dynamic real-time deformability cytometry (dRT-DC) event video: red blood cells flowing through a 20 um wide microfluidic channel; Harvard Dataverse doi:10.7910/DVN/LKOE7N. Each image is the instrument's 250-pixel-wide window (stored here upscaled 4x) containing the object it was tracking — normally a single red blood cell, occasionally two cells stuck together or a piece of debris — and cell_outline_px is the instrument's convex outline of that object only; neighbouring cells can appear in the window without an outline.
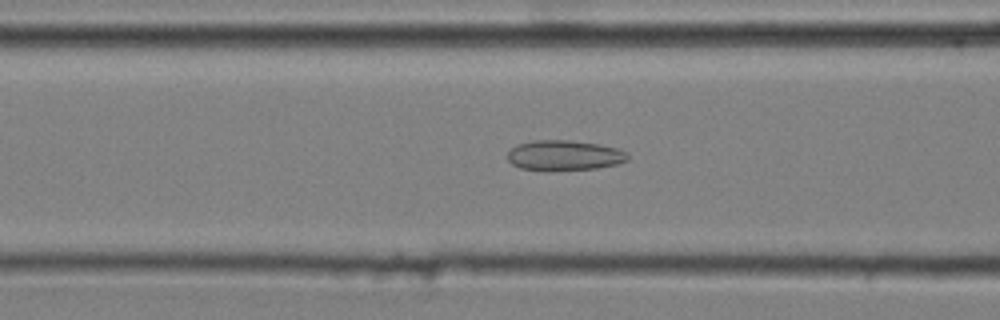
{"species": "common noctule bat (a hibernating species)", "species_latin": "Nyctalus noctula", "temperature_condition": "cold", "stored_images_in_passage": 43, "camera_frame_rate_fps": 3000, "um_per_image_px": 0.085, "animal": {"sex": "male", "body_mass_g": 20.4}, "frame": {"image": 1, "passage_image": 21, "time_ms": 6.667, "image_size_px": [1000, 320], "cell_outline_px": [[628, 160], [616, 164], [596, 168], [520, 168], [512, 164], [508, 160], [508, 152], [516, 144], [532, 140], [568, 140], [600, 144], [616, 148], [624, 152], [628, 156]], "centroid_in_image_um": [47.95, 13.16], "position_along_channel_um": 118.7, "area_um2": 20.35}}
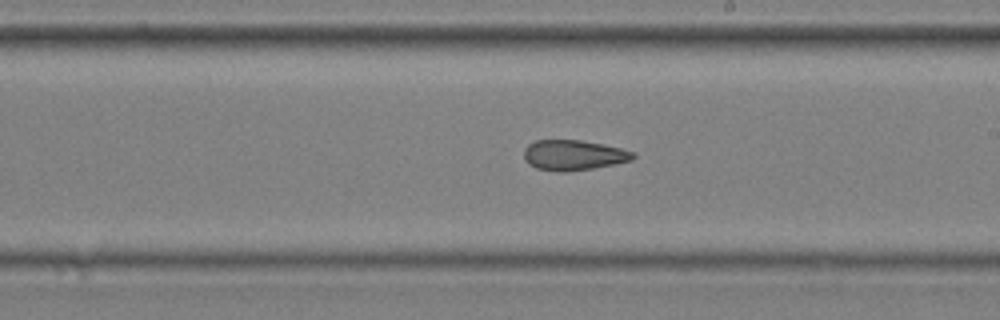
{"frame": {"image": 2, "passage_image": 31, "time_ms": 10.0, "image_size_px": [1000, 320], "cell_outline_px": [[636, 156], [632, 160], [592, 168], [564, 172], [556, 172], [536, 168], [528, 164], [524, 160], [524, 148], [528, 144], [536, 140], [580, 140], [620, 148], [636, 152]], "centroid_in_image_um": [48.71, 13.19], "position_along_channel_um": 240.3, "area_um2": 19.25}}
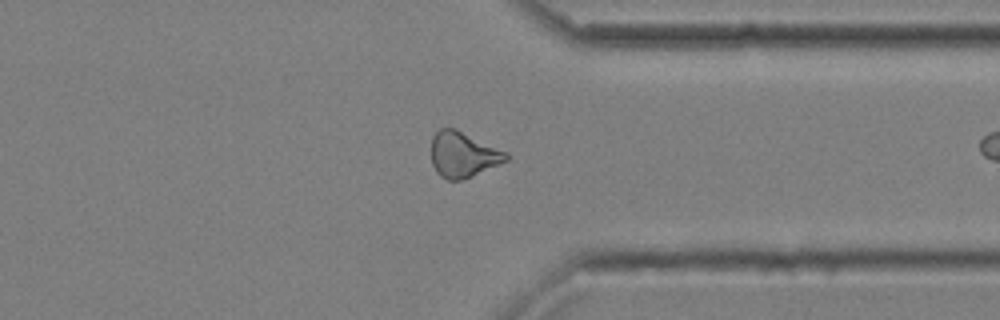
{"frame": {"image": 3, "passage_image": 42, "time_ms": 13.667, "image_size_px": [1000, 320], "cell_outline_px": [[508, 160], [460, 180], [448, 180], [440, 176], [436, 172], [432, 164], [432, 136], [440, 128], [456, 128], [508, 152]], "centroid_in_image_um": [39.35, 13.12], "position_along_channel_um": 372.1, "area_um2": 19.71}}